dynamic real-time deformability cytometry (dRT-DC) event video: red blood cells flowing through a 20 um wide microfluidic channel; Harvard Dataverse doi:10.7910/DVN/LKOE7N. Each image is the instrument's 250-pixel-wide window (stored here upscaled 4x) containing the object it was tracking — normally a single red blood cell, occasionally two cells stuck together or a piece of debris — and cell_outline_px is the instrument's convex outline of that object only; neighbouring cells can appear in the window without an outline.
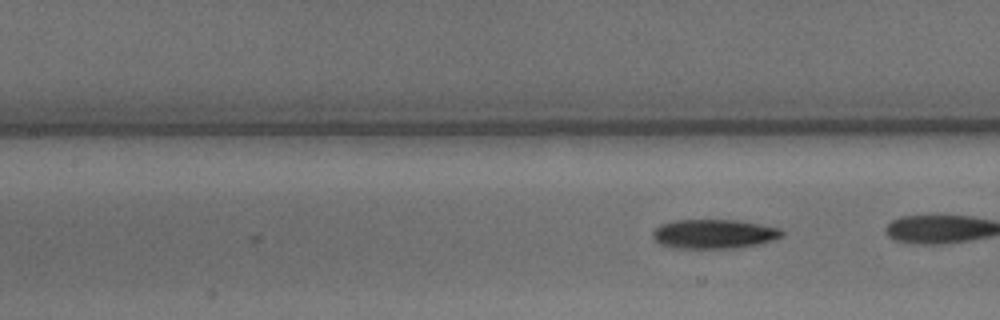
{"species": "common noctule bat (a hibernating species)", "species_latin": "Nyctalus noctula", "temperature_condition": "warm", "stored_images_in_passage": 7, "camera_frame_rate_fps": 3000, "um_per_image_px": 0.085, "animal": {"sex": "male", "body_mass_g": 15.6}, "frame": {"image": 1, "passage_image": 7, "time_ms": 2.0, "image_size_px": [1000, 320], "cell_outline_px": [[784, 236], [760, 244], [732, 248], [676, 248], [660, 244], [652, 236], [652, 232], [660, 224], [676, 220], [736, 220], [760, 224], [780, 228], [784, 232]], "centroid_in_image_um": [60.7, 19.88], "position_along_channel_um": 146.7, "area_um2": 22.02}}